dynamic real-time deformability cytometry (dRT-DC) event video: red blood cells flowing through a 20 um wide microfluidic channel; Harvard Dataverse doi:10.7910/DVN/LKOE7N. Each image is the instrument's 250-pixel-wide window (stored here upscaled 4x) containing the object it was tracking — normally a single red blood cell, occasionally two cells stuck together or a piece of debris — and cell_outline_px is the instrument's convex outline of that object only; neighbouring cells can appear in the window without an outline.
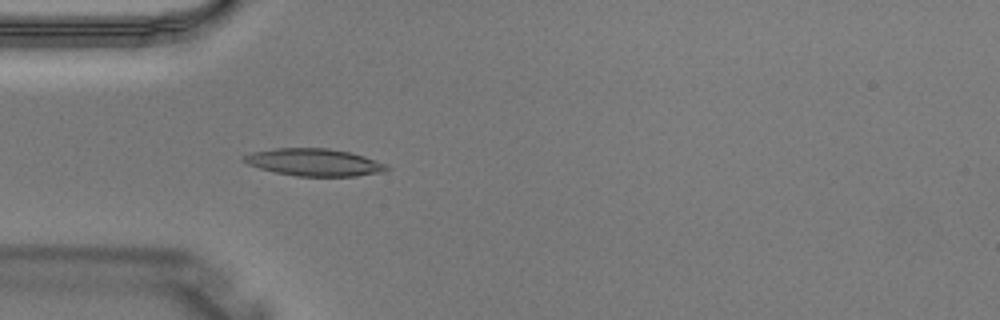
{"species": "Egyptian fruit bat (a non-hibernating species)", "species_latin": "Rousettus aegyptiacus", "temperature_condition": "warm", "stored_images_in_passage": 1, "camera_frame_rate_fps": 3000, "um_per_image_px": 0.085, "animal": {"sex": "male"}, "frame": {"image": 1, "passage_image": 1, "time_ms": 0.0, "image_size_px": [1000, 320], "cell_outline_px": [[392, 168], [384, 172], [356, 176], [296, 176], [276, 172], [260, 168], [248, 164], [240, 160], [244, 156], [252, 152], [276, 148], [328, 148], [348, 152], [364, 156], [388, 164]], "centroid_in_image_um": [26.75, 13.8], "position_along_channel_um": 58.3, "area_um2": 22.77}}